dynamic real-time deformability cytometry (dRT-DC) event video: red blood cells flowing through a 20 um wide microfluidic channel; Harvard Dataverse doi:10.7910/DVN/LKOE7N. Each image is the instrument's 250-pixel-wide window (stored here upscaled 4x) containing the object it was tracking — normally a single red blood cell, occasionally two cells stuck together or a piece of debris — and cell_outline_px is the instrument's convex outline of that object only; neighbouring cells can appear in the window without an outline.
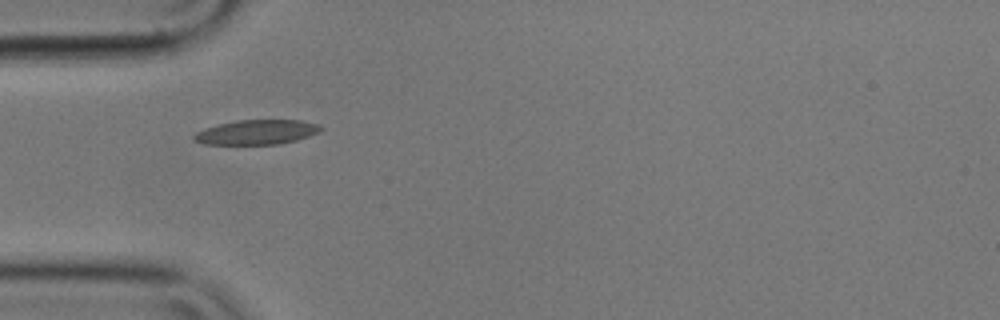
{"species": "common noctule bat (a hibernating species)", "species_latin": "Nyctalus noctula", "temperature_condition": "cold", "stored_images_in_passage": 10, "camera_frame_rate_fps": 3000, "um_per_image_px": 0.085, "animal": {"sex": "male", "body_mass_g": 17.9}, "frame": {"image": 1, "passage_image": 1, "time_ms": 0.0, "image_size_px": [1000, 320], "cell_outline_px": [[324, 128], [320, 132], [296, 140], [276, 144], [204, 144], [192, 140], [192, 136], [196, 132], [204, 128], [236, 120], [300, 120], [316, 124]], "centroid_in_image_um": [21.79, 11.23], "position_along_channel_um": 63.2, "area_um2": 18.15}}
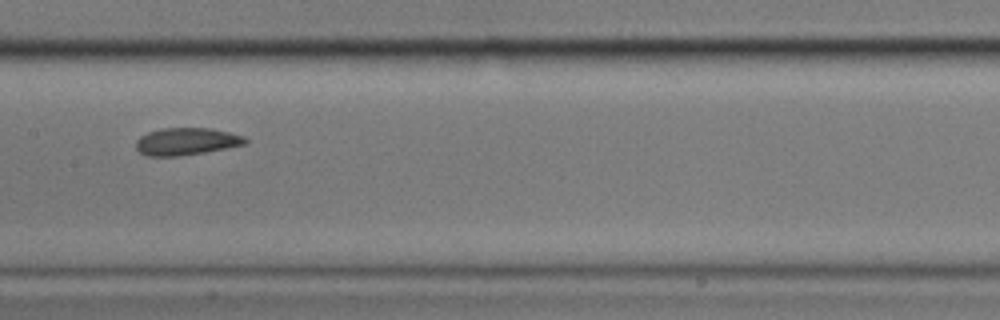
{"frame": {"image": 2, "passage_image": 4, "time_ms": 1.0, "image_size_px": [1000, 320], "cell_outline_px": [[248, 144], [204, 152], [180, 156], [144, 156], [136, 148], [136, 140], [140, 136], [148, 132], [160, 128], [212, 128], [244, 136], [248, 140]], "centroid_in_image_um": [15.84, 12.02], "position_along_channel_um": 191.6, "area_um2": 17.51}}
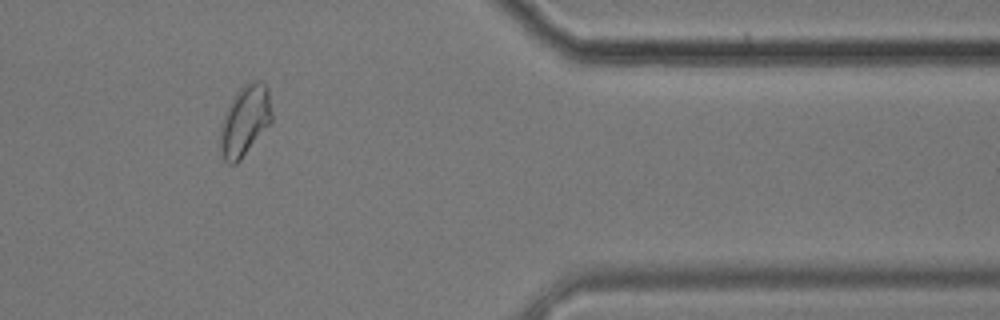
{"frame": {"image": 3, "passage_image": 9, "time_ms": 2.667, "image_size_px": [1000, 320], "cell_outline_px": [[272, 120], [240, 160], [236, 164], [228, 164], [224, 160], [220, 148], [220, 128], [224, 116], [236, 92], [244, 84], [252, 80], [260, 80], [268, 88], [272, 112]], "centroid_in_image_um": [20.82, 10.24], "position_along_channel_um": 390.6, "area_um2": 20.92}}